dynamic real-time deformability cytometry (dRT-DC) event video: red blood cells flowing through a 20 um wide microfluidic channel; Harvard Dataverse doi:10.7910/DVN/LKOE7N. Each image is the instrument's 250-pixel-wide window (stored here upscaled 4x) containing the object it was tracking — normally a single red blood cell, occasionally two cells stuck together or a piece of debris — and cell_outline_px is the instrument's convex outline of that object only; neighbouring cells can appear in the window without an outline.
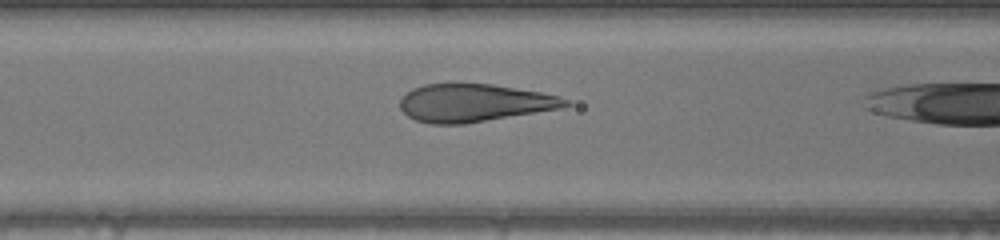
{"species": "human", "species_latin": "Homo sapiens", "temperature_condition": "warm", "stored_images_in_passage": 8, "camera_frame_rate_fps": 3000, "um_per_image_px": 0.085, "donor": {"sex": "male"}, "frame": {"image": 1, "passage_image": 7, "time_ms": 2.0, "image_size_px": [1000, 240], "cell_outline_px": [[572, 104], [564, 108], [464, 124], [428, 124], [416, 120], [408, 116], [400, 108], [400, 100], [412, 88], [424, 84], [492, 84], [540, 92], [560, 96], [568, 100]], "centroid_in_image_um": [40.33, 8.75], "position_along_channel_um": 126.3, "area_um2": 36.47}}